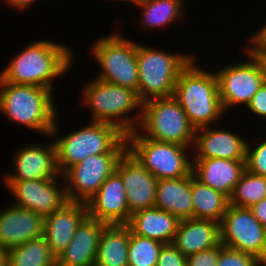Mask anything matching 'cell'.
<instances>
[{
  "label": "cell",
  "instance_id": "obj_1",
  "mask_svg": "<svg viewBox=\"0 0 266 266\" xmlns=\"http://www.w3.org/2000/svg\"><path fill=\"white\" fill-rule=\"evenodd\" d=\"M73 53L66 45L47 40L29 43L0 73L7 83L34 85L53 90L56 77L68 72Z\"/></svg>",
  "mask_w": 266,
  "mask_h": 266
},
{
  "label": "cell",
  "instance_id": "obj_18",
  "mask_svg": "<svg viewBox=\"0 0 266 266\" xmlns=\"http://www.w3.org/2000/svg\"><path fill=\"white\" fill-rule=\"evenodd\" d=\"M199 134V135H198ZM193 152L194 159L222 158L246 160L247 142L237 133L212 127L196 130Z\"/></svg>",
  "mask_w": 266,
  "mask_h": 266
},
{
  "label": "cell",
  "instance_id": "obj_32",
  "mask_svg": "<svg viewBox=\"0 0 266 266\" xmlns=\"http://www.w3.org/2000/svg\"><path fill=\"white\" fill-rule=\"evenodd\" d=\"M247 141L246 148V170L252 174L266 177V139L257 143V146H251ZM251 147H253L251 149Z\"/></svg>",
  "mask_w": 266,
  "mask_h": 266
},
{
  "label": "cell",
  "instance_id": "obj_17",
  "mask_svg": "<svg viewBox=\"0 0 266 266\" xmlns=\"http://www.w3.org/2000/svg\"><path fill=\"white\" fill-rule=\"evenodd\" d=\"M43 228L42 215L11 203L0 212V248L7 251L43 237Z\"/></svg>",
  "mask_w": 266,
  "mask_h": 266
},
{
  "label": "cell",
  "instance_id": "obj_11",
  "mask_svg": "<svg viewBox=\"0 0 266 266\" xmlns=\"http://www.w3.org/2000/svg\"><path fill=\"white\" fill-rule=\"evenodd\" d=\"M123 154L90 155L83 161L69 167L63 174L68 201L86 203L116 171Z\"/></svg>",
  "mask_w": 266,
  "mask_h": 266
},
{
  "label": "cell",
  "instance_id": "obj_4",
  "mask_svg": "<svg viewBox=\"0 0 266 266\" xmlns=\"http://www.w3.org/2000/svg\"><path fill=\"white\" fill-rule=\"evenodd\" d=\"M53 142L60 174L90 155L124 154L127 151L126 134L105 122L91 121L89 125Z\"/></svg>",
  "mask_w": 266,
  "mask_h": 266
},
{
  "label": "cell",
  "instance_id": "obj_22",
  "mask_svg": "<svg viewBox=\"0 0 266 266\" xmlns=\"http://www.w3.org/2000/svg\"><path fill=\"white\" fill-rule=\"evenodd\" d=\"M220 244V223L204 219L180 220L172 245L185 257Z\"/></svg>",
  "mask_w": 266,
  "mask_h": 266
},
{
  "label": "cell",
  "instance_id": "obj_25",
  "mask_svg": "<svg viewBox=\"0 0 266 266\" xmlns=\"http://www.w3.org/2000/svg\"><path fill=\"white\" fill-rule=\"evenodd\" d=\"M130 228L107 225L100 237L94 266H128Z\"/></svg>",
  "mask_w": 266,
  "mask_h": 266
},
{
  "label": "cell",
  "instance_id": "obj_16",
  "mask_svg": "<svg viewBox=\"0 0 266 266\" xmlns=\"http://www.w3.org/2000/svg\"><path fill=\"white\" fill-rule=\"evenodd\" d=\"M43 145L28 144L15 153V173L6 174L5 181L53 179L62 175L57 166L56 147L53 142Z\"/></svg>",
  "mask_w": 266,
  "mask_h": 266
},
{
  "label": "cell",
  "instance_id": "obj_38",
  "mask_svg": "<svg viewBox=\"0 0 266 266\" xmlns=\"http://www.w3.org/2000/svg\"><path fill=\"white\" fill-rule=\"evenodd\" d=\"M35 0H8L6 5L14 7V9L27 10ZM27 8V9H26Z\"/></svg>",
  "mask_w": 266,
  "mask_h": 266
},
{
  "label": "cell",
  "instance_id": "obj_36",
  "mask_svg": "<svg viewBox=\"0 0 266 266\" xmlns=\"http://www.w3.org/2000/svg\"><path fill=\"white\" fill-rule=\"evenodd\" d=\"M251 45L246 46L248 50H266V24L252 34L249 38Z\"/></svg>",
  "mask_w": 266,
  "mask_h": 266
},
{
  "label": "cell",
  "instance_id": "obj_7",
  "mask_svg": "<svg viewBox=\"0 0 266 266\" xmlns=\"http://www.w3.org/2000/svg\"><path fill=\"white\" fill-rule=\"evenodd\" d=\"M141 110L142 116L136 130L142 136L193 148L196 129L173 96L151 99L142 104Z\"/></svg>",
  "mask_w": 266,
  "mask_h": 266
},
{
  "label": "cell",
  "instance_id": "obj_5",
  "mask_svg": "<svg viewBox=\"0 0 266 266\" xmlns=\"http://www.w3.org/2000/svg\"><path fill=\"white\" fill-rule=\"evenodd\" d=\"M84 104L91 108L93 122H105L118 127L126 135L135 131L142 116V102L137 91L95 79L82 90ZM139 107L140 114L127 117ZM124 114H126L124 116ZM123 116V117H122ZM134 117V118H133Z\"/></svg>",
  "mask_w": 266,
  "mask_h": 266
},
{
  "label": "cell",
  "instance_id": "obj_6",
  "mask_svg": "<svg viewBox=\"0 0 266 266\" xmlns=\"http://www.w3.org/2000/svg\"><path fill=\"white\" fill-rule=\"evenodd\" d=\"M195 56L170 54L167 51L137 45L138 90L142 103L155 98L174 95V88L181 71Z\"/></svg>",
  "mask_w": 266,
  "mask_h": 266
},
{
  "label": "cell",
  "instance_id": "obj_29",
  "mask_svg": "<svg viewBox=\"0 0 266 266\" xmlns=\"http://www.w3.org/2000/svg\"><path fill=\"white\" fill-rule=\"evenodd\" d=\"M266 198V177L245 170L229 197V205L250 208Z\"/></svg>",
  "mask_w": 266,
  "mask_h": 266
},
{
  "label": "cell",
  "instance_id": "obj_28",
  "mask_svg": "<svg viewBox=\"0 0 266 266\" xmlns=\"http://www.w3.org/2000/svg\"><path fill=\"white\" fill-rule=\"evenodd\" d=\"M137 6L143 11L141 25L147 30L170 25L183 17L182 0H143Z\"/></svg>",
  "mask_w": 266,
  "mask_h": 266
},
{
  "label": "cell",
  "instance_id": "obj_31",
  "mask_svg": "<svg viewBox=\"0 0 266 266\" xmlns=\"http://www.w3.org/2000/svg\"><path fill=\"white\" fill-rule=\"evenodd\" d=\"M217 266H261V264L255 256L220 243Z\"/></svg>",
  "mask_w": 266,
  "mask_h": 266
},
{
  "label": "cell",
  "instance_id": "obj_33",
  "mask_svg": "<svg viewBox=\"0 0 266 266\" xmlns=\"http://www.w3.org/2000/svg\"><path fill=\"white\" fill-rule=\"evenodd\" d=\"M157 266H187L186 257L172 244H164L159 252Z\"/></svg>",
  "mask_w": 266,
  "mask_h": 266
},
{
  "label": "cell",
  "instance_id": "obj_12",
  "mask_svg": "<svg viewBox=\"0 0 266 266\" xmlns=\"http://www.w3.org/2000/svg\"><path fill=\"white\" fill-rule=\"evenodd\" d=\"M265 230L250 208L229 205L220 222V243L255 256L261 264Z\"/></svg>",
  "mask_w": 266,
  "mask_h": 266
},
{
  "label": "cell",
  "instance_id": "obj_27",
  "mask_svg": "<svg viewBox=\"0 0 266 266\" xmlns=\"http://www.w3.org/2000/svg\"><path fill=\"white\" fill-rule=\"evenodd\" d=\"M7 266H57V256L39 237L7 250Z\"/></svg>",
  "mask_w": 266,
  "mask_h": 266
},
{
  "label": "cell",
  "instance_id": "obj_13",
  "mask_svg": "<svg viewBox=\"0 0 266 266\" xmlns=\"http://www.w3.org/2000/svg\"><path fill=\"white\" fill-rule=\"evenodd\" d=\"M53 179L4 181L15 197L14 205L46 217L68 202L65 186ZM62 186V188H60Z\"/></svg>",
  "mask_w": 266,
  "mask_h": 266
},
{
  "label": "cell",
  "instance_id": "obj_39",
  "mask_svg": "<svg viewBox=\"0 0 266 266\" xmlns=\"http://www.w3.org/2000/svg\"><path fill=\"white\" fill-rule=\"evenodd\" d=\"M250 51L254 53L258 58V60L260 61L263 67L265 81H266V50H250Z\"/></svg>",
  "mask_w": 266,
  "mask_h": 266
},
{
  "label": "cell",
  "instance_id": "obj_41",
  "mask_svg": "<svg viewBox=\"0 0 266 266\" xmlns=\"http://www.w3.org/2000/svg\"><path fill=\"white\" fill-rule=\"evenodd\" d=\"M0 266H7V251L0 248Z\"/></svg>",
  "mask_w": 266,
  "mask_h": 266
},
{
  "label": "cell",
  "instance_id": "obj_42",
  "mask_svg": "<svg viewBox=\"0 0 266 266\" xmlns=\"http://www.w3.org/2000/svg\"><path fill=\"white\" fill-rule=\"evenodd\" d=\"M118 1V0H117ZM122 1V0H121ZM123 1H128V2H131V3H134V4H139L141 1L143 0H123Z\"/></svg>",
  "mask_w": 266,
  "mask_h": 266
},
{
  "label": "cell",
  "instance_id": "obj_21",
  "mask_svg": "<svg viewBox=\"0 0 266 266\" xmlns=\"http://www.w3.org/2000/svg\"><path fill=\"white\" fill-rule=\"evenodd\" d=\"M192 172L197 180L226 195L232 194L242 173L246 170V160L222 158L192 159Z\"/></svg>",
  "mask_w": 266,
  "mask_h": 266
},
{
  "label": "cell",
  "instance_id": "obj_9",
  "mask_svg": "<svg viewBox=\"0 0 266 266\" xmlns=\"http://www.w3.org/2000/svg\"><path fill=\"white\" fill-rule=\"evenodd\" d=\"M120 33L103 36L90 48L101 72L97 79L138 90L137 45Z\"/></svg>",
  "mask_w": 266,
  "mask_h": 266
},
{
  "label": "cell",
  "instance_id": "obj_37",
  "mask_svg": "<svg viewBox=\"0 0 266 266\" xmlns=\"http://www.w3.org/2000/svg\"><path fill=\"white\" fill-rule=\"evenodd\" d=\"M254 217L266 227V198L250 207Z\"/></svg>",
  "mask_w": 266,
  "mask_h": 266
},
{
  "label": "cell",
  "instance_id": "obj_24",
  "mask_svg": "<svg viewBox=\"0 0 266 266\" xmlns=\"http://www.w3.org/2000/svg\"><path fill=\"white\" fill-rule=\"evenodd\" d=\"M154 207L173 214L179 220L193 218L191 174L158 180Z\"/></svg>",
  "mask_w": 266,
  "mask_h": 266
},
{
  "label": "cell",
  "instance_id": "obj_34",
  "mask_svg": "<svg viewBox=\"0 0 266 266\" xmlns=\"http://www.w3.org/2000/svg\"><path fill=\"white\" fill-rule=\"evenodd\" d=\"M218 259L219 245L186 257V263L187 266H217Z\"/></svg>",
  "mask_w": 266,
  "mask_h": 266
},
{
  "label": "cell",
  "instance_id": "obj_3",
  "mask_svg": "<svg viewBox=\"0 0 266 266\" xmlns=\"http://www.w3.org/2000/svg\"><path fill=\"white\" fill-rule=\"evenodd\" d=\"M196 57L181 71L173 97L181 105L191 125L197 130L212 126L224 115L218 80L214 73L195 65Z\"/></svg>",
  "mask_w": 266,
  "mask_h": 266
},
{
  "label": "cell",
  "instance_id": "obj_14",
  "mask_svg": "<svg viewBox=\"0 0 266 266\" xmlns=\"http://www.w3.org/2000/svg\"><path fill=\"white\" fill-rule=\"evenodd\" d=\"M85 204L89 217L107 225H127L132 214L122 178L116 171Z\"/></svg>",
  "mask_w": 266,
  "mask_h": 266
},
{
  "label": "cell",
  "instance_id": "obj_8",
  "mask_svg": "<svg viewBox=\"0 0 266 266\" xmlns=\"http://www.w3.org/2000/svg\"><path fill=\"white\" fill-rule=\"evenodd\" d=\"M126 140L127 150L157 180L177 179L192 173L193 158L187 155L190 147L149 139L138 130L127 134Z\"/></svg>",
  "mask_w": 266,
  "mask_h": 266
},
{
  "label": "cell",
  "instance_id": "obj_40",
  "mask_svg": "<svg viewBox=\"0 0 266 266\" xmlns=\"http://www.w3.org/2000/svg\"><path fill=\"white\" fill-rule=\"evenodd\" d=\"M261 266H266V230L264 235V246L261 254Z\"/></svg>",
  "mask_w": 266,
  "mask_h": 266
},
{
  "label": "cell",
  "instance_id": "obj_35",
  "mask_svg": "<svg viewBox=\"0 0 266 266\" xmlns=\"http://www.w3.org/2000/svg\"><path fill=\"white\" fill-rule=\"evenodd\" d=\"M253 114L258 117L266 118V81L252 97L251 102L246 106Z\"/></svg>",
  "mask_w": 266,
  "mask_h": 266
},
{
  "label": "cell",
  "instance_id": "obj_20",
  "mask_svg": "<svg viewBox=\"0 0 266 266\" xmlns=\"http://www.w3.org/2000/svg\"><path fill=\"white\" fill-rule=\"evenodd\" d=\"M106 226L87 216L69 245L57 256V266H94L99 240Z\"/></svg>",
  "mask_w": 266,
  "mask_h": 266
},
{
  "label": "cell",
  "instance_id": "obj_26",
  "mask_svg": "<svg viewBox=\"0 0 266 266\" xmlns=\"http://www.w3.org/2000/svg\"><path fill=\"white\" fill-rule=\"evenodd\" d=\"M193 218L220 223L228 206L229 198L223 193L202 184L191 173Z\"/></svg>",
  "mask_w": 266,
  "mask_h": 266
},
{
  "label": "cell",
  "instance_id": "obj_10",
  "mask_svg": "<svg viewBox=\"0 0 266 266\" xmlns=\"http://www.w3.org/2000/svg\"><path fill=\"white\" fill-rule=\"evenodd\" d=\"M245 54L249 57L248 61L228 65L215 72L224 112L235 105L244 104L246 107L265 82L263 67L256 55L247 48Z\"/></svg>",
  "mask_w": 266,
  "mask_h": 266
},
{
  "label": "cell",
  "instance_id": "obj_15",
  "mask_svg": "<svg viewBox=\"0 0 266 266\" xmlns=\"http://www.w3.org/2000/svg\"><path fill=\"white\" fill-rule=\"evenodd\" d=\"M116 172L122 178L131 213L154 207L158 180L128 150L119 159Z\"/></svg>",
  "mask_w": 266,
  "mask_h": 266
},
{
  "label": "cell",
  "instance_id": "obj_2",
  "mask_svg": "<svg viewBox=\"0 0 266 266\" xmlns=\"http://www.w3.org/2000/svg\"><path fill=\"white\" fill-rule=\"evenodd\" d=\"M52 94L47 88L7 83L0 78V111L12 122L56 136L59 116Z\"/></svg>",
  "mask_w": 266,
  "mask_h": 266
},
{
  "label": "cell",
  "instance_id": "obj_23",
  "mask_svg": "<svg viewBox=\"0 0 266 266\" xmlns=\"http://www.w3.org/2000/svg\"><path fill=\"white\" fill-rule=\"evenodd\" d=\"M180 220L157 207L138 210L131 214L127 226L133 234L172 244Z\"/></svg>",
  "mask_w": 266,
  "mask_h": 266
},
{
  "label": "cell",
  "instance_id": "obj_30",
  "mask_svg": "<svg viewBox=\"0 0 266 266\" xmlns=\"http://www.w3.org/2000/svg\"><path fill=\"white\" fill-rule=\"evenodd\" d=\"M163 243L133 234L130 230L128 266H157Z\"/></svg>",
  "mask_w": 266,
  "mask_h": 266
},
{
  "label": "cell",
  "instance_id": "obj_19",
  "mask_svg": "<svg viewBox=\"0 0 266 266\" xmlns=\"http://www.w3.org/2000/svg\"><path fill=\"white\" fill-rule=\"evenodd\" d=\"M87 216L84 202L68 201L44 217L43 237L56 256L69 245L78 226Z\"/></svg>",
  "mask_w": 266,
  "mask_h": 266
}]
</instances>
